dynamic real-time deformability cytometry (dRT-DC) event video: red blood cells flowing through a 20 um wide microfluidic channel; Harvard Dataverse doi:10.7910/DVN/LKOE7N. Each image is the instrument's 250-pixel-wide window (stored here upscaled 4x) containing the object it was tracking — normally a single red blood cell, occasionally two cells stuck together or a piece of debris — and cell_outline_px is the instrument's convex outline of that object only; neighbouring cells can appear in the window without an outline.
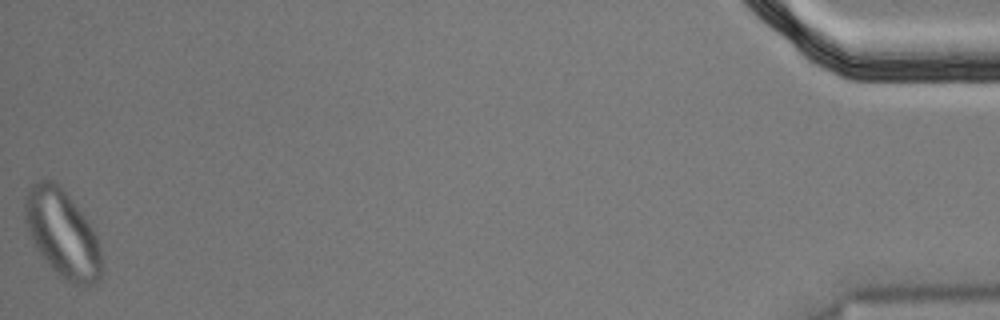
{"species": "Egyptian fruit bat (a non-hibernating species)", "species_latin": "Rousettus aegyptiacus", "temperature_condition": "cold", "stored_images_in_passage": 44, "segment_of_instrument_passage": [2, 2], "camera_frame_rate_fps": 3000, "um_per_image_px": 0.085, "animal": {"sex": "male"}, "frame": {"image": 1, "passage_image": 44, "time_ms": 14.333, "image_size_px": [1000, 320], "cell_outline_px": [[100, 280], [96, 284], [72, 284], [60, 276], [44, 260], [36, 248], [28, 232], [24, 220], [24, 200], [32, 184], [36, 180], [52, 180], [68, 196], [92, 228], [96, 236], [100, 248]], "centroid_in_image_um": [5.26, 19.87], "position_along_channel_um": 429.9, "area_um2": 38.38}}